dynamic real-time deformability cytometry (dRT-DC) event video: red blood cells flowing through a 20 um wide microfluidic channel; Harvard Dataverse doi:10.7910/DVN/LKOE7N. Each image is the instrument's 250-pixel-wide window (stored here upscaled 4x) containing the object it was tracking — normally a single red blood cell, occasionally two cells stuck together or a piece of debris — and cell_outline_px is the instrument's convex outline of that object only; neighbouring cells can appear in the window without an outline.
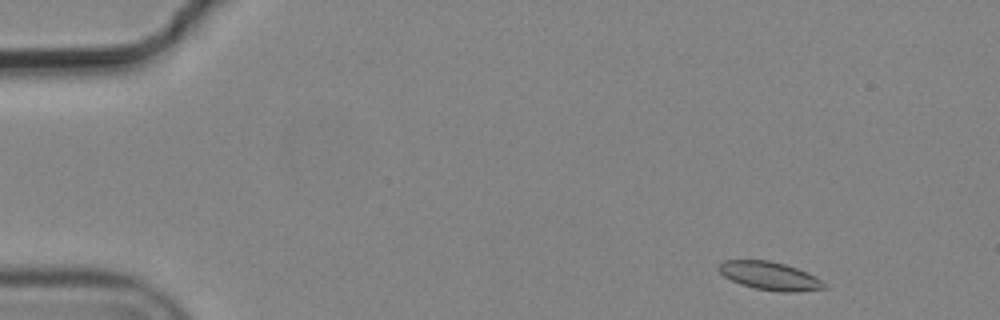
{"species": "common noctule bat (a hibernating species)", "species_latin": "Nyctalus noctula", "temperature_condition": "cold", "stored_images_in_passage": 4, "camera_frame_rate_fps": 3000, "um_per_image_px": 0.085, "animal": {"sex": "male", "body_mass_g": 19.2, "forearm_length_mm": 51.8}, "frame": {"image": 1, "passage_image": 1, "time_ms": 0.0, "image_size_px": [1000, 320], "cell_outline_px": [[824, 288], [796, 292], [780, 292], [756, 288], [740, 284], [724, 276], [716, 268], [724, 260], [768, 260], [784, 264], [808, 272], [816, 276], [824, 284]], "centroid_in_image_um": [65.4, 23.44], "position_along_channel_um": 19.6, "area_um2": 17.17}}
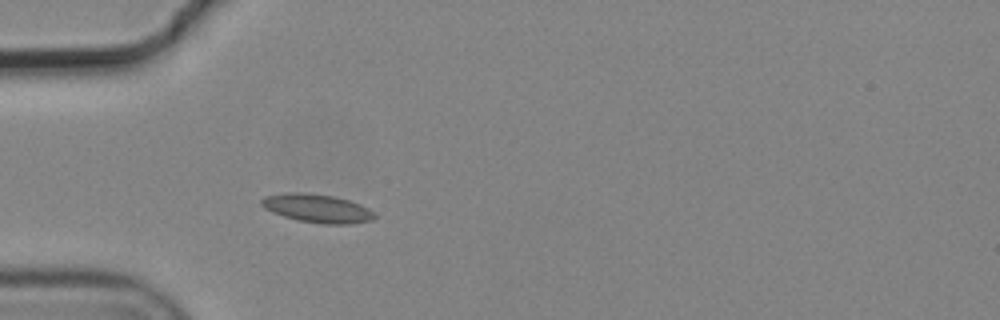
{"frame": {"image": 2, "passage_image": 4, "time_ms": 1.0, "image_size_px": [1000, 320], "cell_outline_px": [[376, 216], [372, 220], [352, 224], [320, 224], [296, 220], [272, 212], [264, 208], [260, 204], [260, 200], [264, 196], [284, 192], [304, 192], [336, 196], [360, 204], [376, 212]], "centroid_in_image_um": [26.95, 17.7], "position_along_channel_um": 58.0, "area_um2": 19.13}}